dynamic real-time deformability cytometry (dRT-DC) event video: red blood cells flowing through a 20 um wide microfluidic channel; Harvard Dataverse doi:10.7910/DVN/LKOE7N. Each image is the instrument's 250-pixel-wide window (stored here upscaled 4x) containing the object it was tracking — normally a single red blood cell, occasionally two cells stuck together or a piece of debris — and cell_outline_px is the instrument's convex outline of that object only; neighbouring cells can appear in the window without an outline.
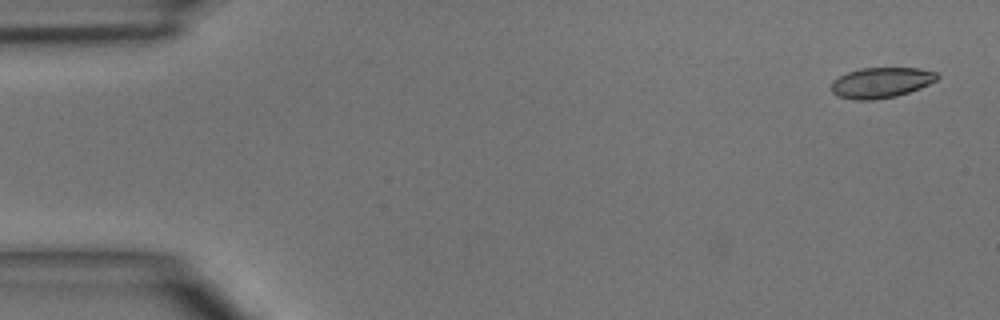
{"species": "common noctule bat (a hibernating species)", "species_latin": "Nyctalus noctula", "temperature_condition": "room temperature", "stored_images_in_passage": 3, "camera_frame_rate_fps": 3000, "um_per_image_px": 0.085, "animal": {"sex": "male", "body_mass_g": 15.6}, "frame": {"image": 1, "passage_image": 1, "time_ms": 0.0, "image_size_px": [1000, 320], "cell_outline_px": [[940, 76], [936, 80], [920, 88], [896, 96], [872, 100], [856, 100], [840, 96], [832, 92], [832, 80], [848, 72], [860, 68], [920, 68], [936, 72]], "centroid_in_image_um": [74.91, 7.01], "position_along_channel_um": 10.1, "area_um2": 18.67}}
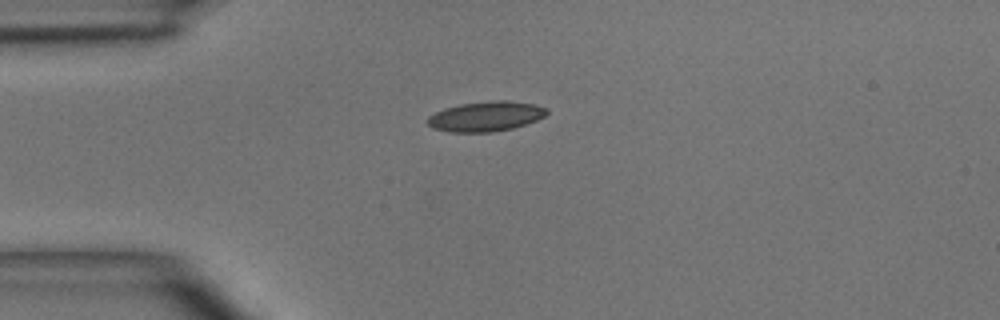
{"frame": {"image": 2, "passage_image": 3, "time_ms": 3.333, "image_size_px": [1000, 320], "cell_outline_px": [[548, 112], [544, 116], [536, 120], [512, 128], [492, 132], [448, 132], [432, 128], [428, 124], [428, 116], [444, 108], [460, 104], [496, 100], [504, 100], [532, 104], [548, 108]], "centroid_in_image_um": [41.27, 9.89], "position_along_channel_um": 43.7, "area_um2": 20.63}}